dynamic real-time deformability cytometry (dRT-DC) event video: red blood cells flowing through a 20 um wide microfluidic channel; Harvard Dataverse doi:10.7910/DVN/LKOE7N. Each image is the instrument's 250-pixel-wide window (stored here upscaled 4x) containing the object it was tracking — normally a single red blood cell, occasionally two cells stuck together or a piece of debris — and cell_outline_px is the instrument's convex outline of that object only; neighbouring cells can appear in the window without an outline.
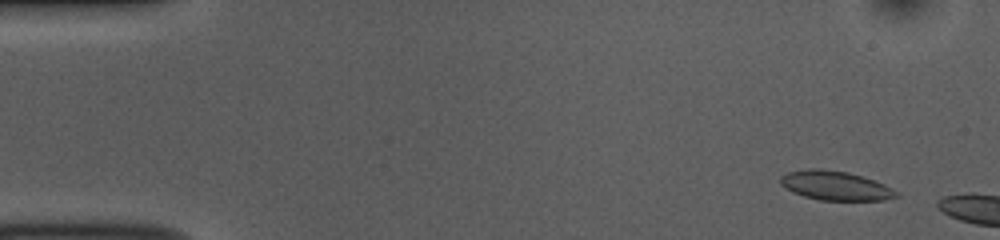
{"species": "common noctule bat (a hibernating species)", "species_latin": "Nyctalus noctula", "temperature_condition": "room temperature", "stored_images_in_passage": 47, "camera_frame_rate_fps": 3000, "um_per_image_px": 0.085, "animal": {"sex": "female", "body_mass_g": 10.0, "forearm_length_mm": 53.1}, "frame": {"image": 1, "passage_image": 4, "time_ms": 1.0, "image_size_px": [1000, 240], "cell_outline_px": [[900, 196], [884, 200], [820, 200], [804, 196], [792, 192], [780, 184], [780, 176], [788, 172], [808, 168], [820, 168], [848, 172], [884, 184], [900, 192]], "centroid_in_image_um": [71.01, 15.78], "position_along_channel_um": 14.0, "area_um2": 19.77}}
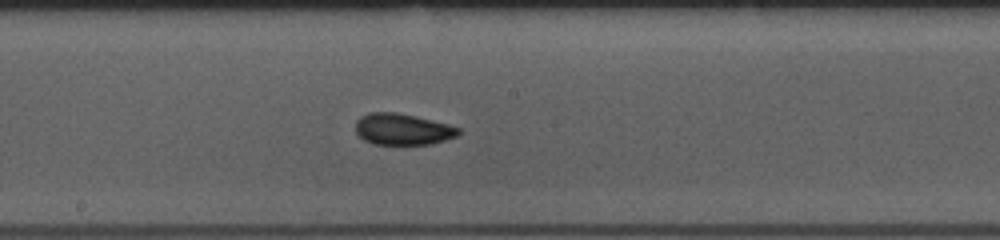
{"frame": {"image": 2, "passage_image": 28, "time_ms": 9.0, "image_size_px": [1000, 240], "cell_outline_px": [[460, 132], [456, 136], [432, 144], [376, 144], [364, 140], [356, 132], [356, 120], [360, 116], [368, 112], [396, 112], [416, 116], [448, 124], [460, 128]], "centroid_in_image_um": [34.21, 10.97], "position_along_channel_um": 214.0, "area_um2": 18.79}}
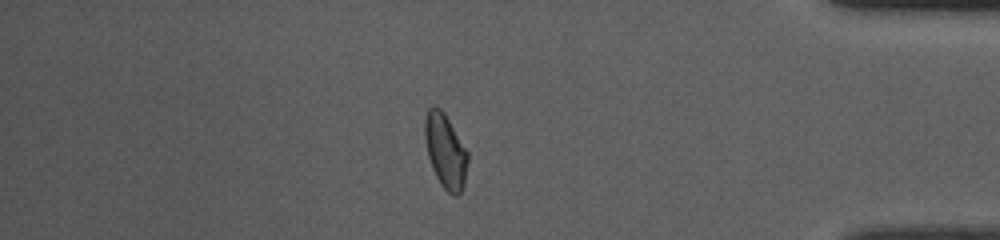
{"frame": {"image": 3, "passage_image": 45, "time_ms": 14.667, "image_size_px": [1000, 240], "cell_outline_px": [[468, 160], [464, 184], [460, 192], [456, 196], [452, 196], [440, 184], [432, 168], [428, 156], [424, 136], [424, 120], [428, 108], [432, 104], [436, 104], [444, 112], [468, 152]], "centroid_in_image_um": [37.84, 12.8], "position_along_channel_um": 397.4, "area_um2": 18.73}, "authors_computed_cell_mechanics": {"area_um2": 18.9584, "velocity_mm_per_s": 3.8315, "shape_relaxation_time_tau1_ms": 4.7633, "shape_relaxation_time_tau2_ms": 2.4822, "deformation_change_tau1": 0.1069, "deformation_change_tau2": 0.0732}}